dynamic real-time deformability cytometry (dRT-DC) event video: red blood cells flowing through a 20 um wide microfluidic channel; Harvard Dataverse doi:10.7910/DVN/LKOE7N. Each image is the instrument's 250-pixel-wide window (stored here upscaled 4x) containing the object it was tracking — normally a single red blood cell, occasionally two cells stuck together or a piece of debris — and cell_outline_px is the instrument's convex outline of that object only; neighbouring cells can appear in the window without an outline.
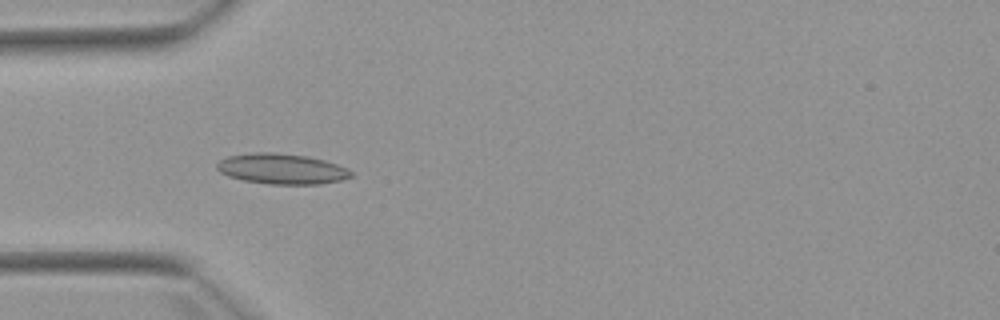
{"species": "Egyptian fruit bat (a non-hibernating species)", "species_latin": "Rousettus aegyptiacus", "temperature_condition": "warm", "stored_images_in_passage": 7, "camera_frame_rate_fps": 3000, "um_per_image_px": 0.085, "animal": {"sex": "female"}, "frame": {"image": 1, "passage_image": 3, "time_ms": 3.333, "image_size_px": [1000, 320], "cell_outline_px": [[352, 176], [340, 180], [320, 184], [268, 184], [244, 180], [228, 176], [220, 172], [216, 168], [216, 164], [220, 160], [228, 156], [256, 152], [276, 152], [308, 156], [324, 160], [348, 168], [352, 172]], "centroid_in_image_um": [23.94, 14.35], "position_along_channel_um": 61.1, "area_um2": 23.81}}
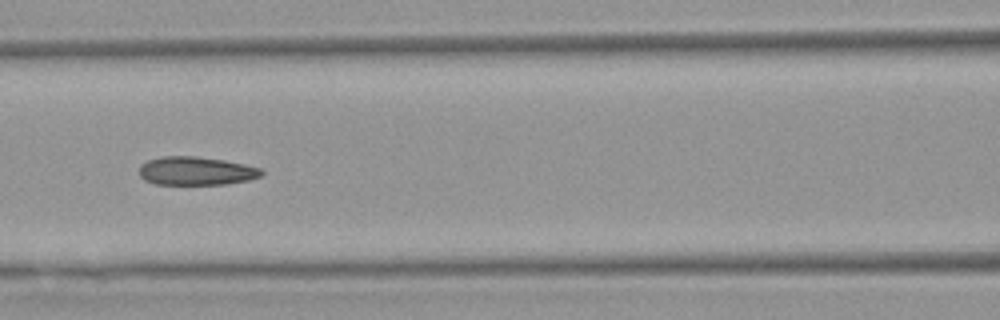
{"frame": {"image": 2, "passage_image": 5, "time_ms": 5.667, "image_size_px": [1000, 320], "cell_outline_px": [[264, 172], [260, 176], [248, 180], [228, 184], [156, 184], [144, 180], [140, 176], [140, 164], [148, 160], [160, 156], [196, 156], [224, 160], [244, 164], [260, 168]], "centroid_in_image_um": [16.65, 14.52], "position_along_channel_um": 149.9, "area_um2": 20.29}}
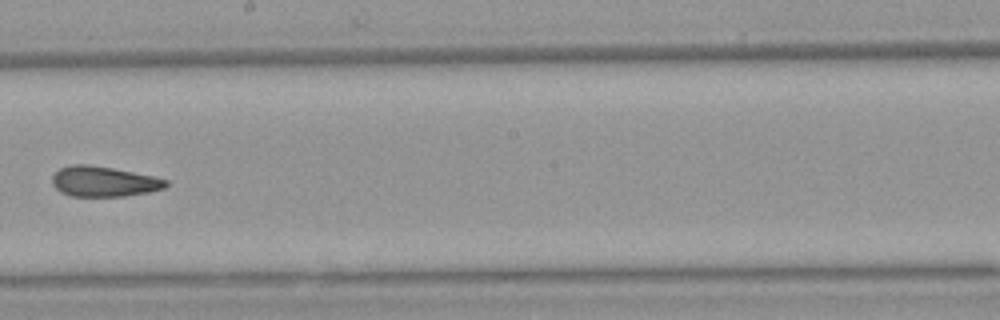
{"frame": {"image": 3, "passage_image": 7, "time_ms": 8.0, "image_size_px": [1000, 320], "cell_outline_px": [[168, 184], [164, 188], [148, 192], [124, 196], [72, 196], [60, 192], [52, 184], [52, 176], [60, 168], [72, 164], [88, 164], [112, 168], [152, 176], [168, 180]], "centroid_in_image_um": [8.79, 15.43], "position_along_channel_um": 239.4, "area_um2": 19.94}}